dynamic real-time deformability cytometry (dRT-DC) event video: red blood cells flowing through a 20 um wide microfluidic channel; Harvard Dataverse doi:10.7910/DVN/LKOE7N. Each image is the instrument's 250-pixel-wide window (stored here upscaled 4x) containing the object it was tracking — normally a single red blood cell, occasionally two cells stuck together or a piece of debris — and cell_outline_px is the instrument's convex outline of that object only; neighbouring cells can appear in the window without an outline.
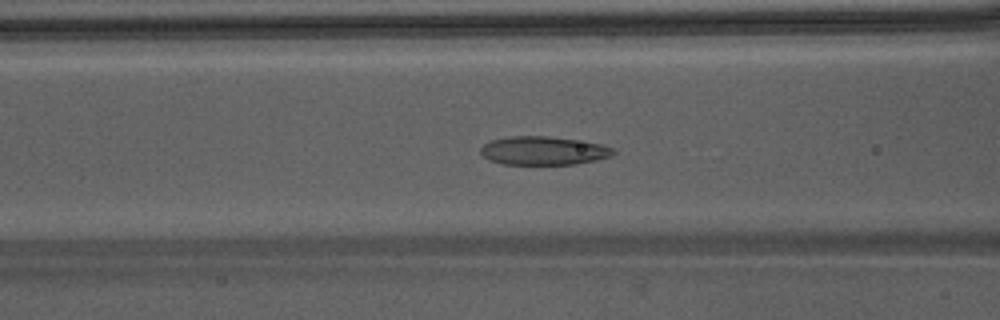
{"species": "Egyptian fruit bat (a non-hibernating species)", "species_latin": "Rousettus aegyptiacus", "temperature_condition": "warm", "stored_images_in_passage": 34, "camera_frame_rate_fps": 3000, "um_per_image_px": 0.085, "animal": {"sex": "male"}, "frame": {"image": 1, "passage_image": 5, "time_ms": 1.333, "image_size_px": [1000, 320], "cell_outline_px": [[616, 152], [612, 156], [596, 160], [576, 164], [500, 164], [488, 160], [480, 152], [480, 148], [484, 144], [492, 140], [512, 136], [544, 136], [600, 144], [612, 148]], "centroid_in_image_um": [46.16, 12.82], "position_along_channel_um": 120.4, "area_um2": 21.79}}
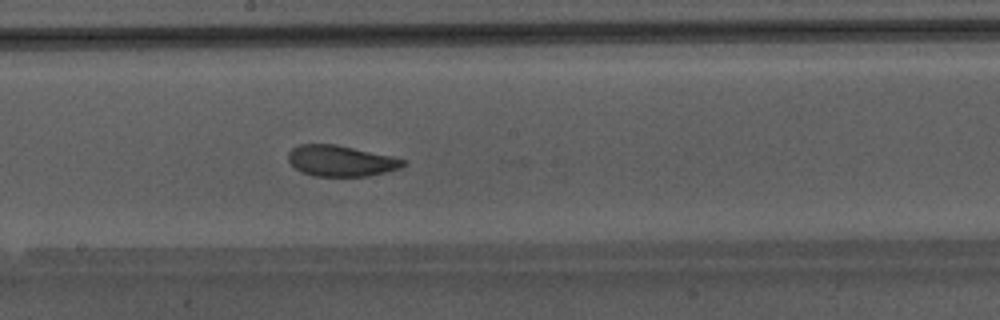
{"frame": {"image": 2, "passage_image": 12, "time_ms": 3.667, "image_size_px": [1000, 320], "cell_outline_px": [[408, 164], [400, 168], [368, 176], [316, 176], [300, 172], [288, 160], [288, 152], [292, 148], [300, 144], [336, 144], [408, 160]], "centroid_in_image_um": [28.98, 13.67], "position_along_channel_um": 219.2, "area_um2": 20.69}}
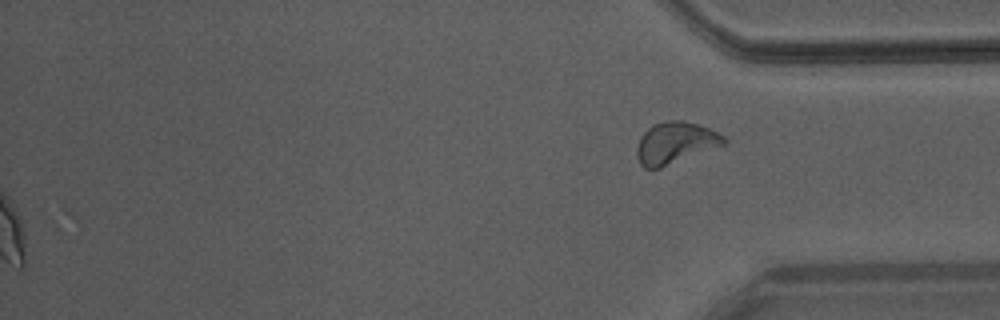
{"frame": {"image": 3, "passage_image": 34, "time_ms": 11.0, "image_size_px": [1000, 320], "cell_outline_px": [[728, 140], [724, 144], [660, 168], [644, 168], [640, 164], [636, 156], [636, 148], [640, 136], [652, 124], [664, 120], [684, 120], [700, 124], [724, 136]], "centroid_in_image_um": [57.36, 12.12], "position_along_channel_um": 377.8, "area_um2": 21.15}, "authors_computed_cell_mechanics": {"area_um2": 21.5594, "velocity_mm_per_s": 4.2418, "shape_relaxation_time_tau1_ms": 3.3934, "shape_relaxation_time_tau2_ms": 0.7931, "deformation_change_tau1": 0.1257, "deformation_change_tau2": 0.0608}}